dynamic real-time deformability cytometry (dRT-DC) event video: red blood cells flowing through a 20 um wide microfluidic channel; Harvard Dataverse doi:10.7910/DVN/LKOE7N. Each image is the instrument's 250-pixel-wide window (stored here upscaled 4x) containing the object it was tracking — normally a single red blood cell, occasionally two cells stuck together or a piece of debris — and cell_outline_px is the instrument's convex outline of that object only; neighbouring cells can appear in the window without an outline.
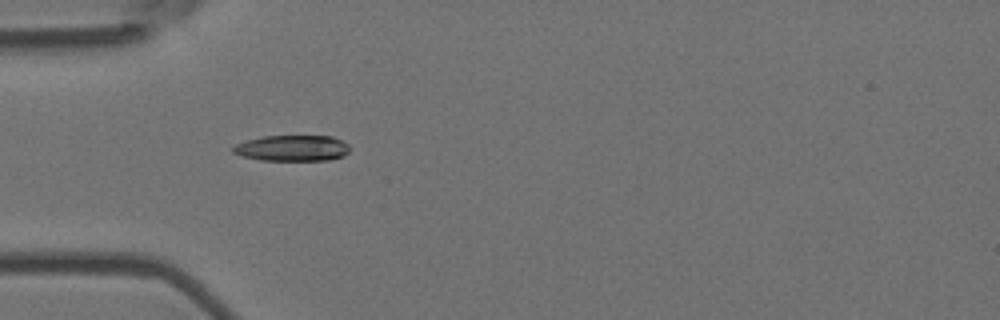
{"species": "Egyptian fruit bat (a non-hibernating species)", "species_latin": "Rousettus aegyptiacus", "temperature_condition": "room temperature", "stored_images_in_passage": 5, "camera_frame_rate_fps": 3000, "um_per_image_px": 0.085, "animal": {"sex": "female"}, "frame": {"image": 1, "passage_image": 4, "time_ms": 1.0, "image_size_px": [1000, 320], "cell_outline_px": [[352, 148], [344, 156], [328, 160], [260, 160], [240, 156], [232, 152], [232, 148], [236, 144], [248, 140], [264, 136], [332, 136], [344, 140]], "centroid_in_image_um": [24.88, 12.59], "position_along_channel_um": 60.1, "area_um2": 17.8}}
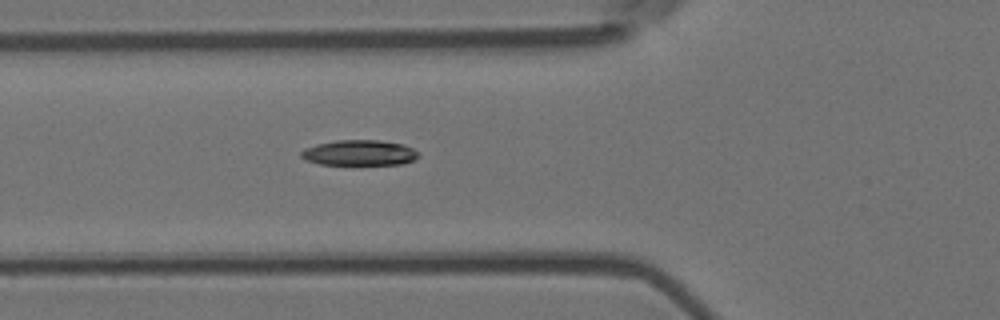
{"frame": {"image": 2, "passage_image": 5, "time_ms": 1.333, "image_size_px": [1000, 320], "cell_outline_px": [[420, 156], [416, 160], [400, 164], [320, 164], [304, 160], [300, 156], [300, 152], [304, 148], [316, 144], [336, 140], [380, 140], [404, 144], [412, 148]], "centroid_in_image_um": [30.53, 12.98], "position_along_channel_um": 95.3, "area_um2": 17.51}}